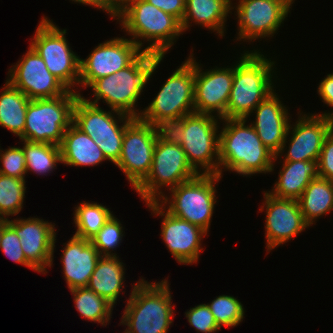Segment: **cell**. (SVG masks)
<instances>
[{"label": "cell", "mask_w": 333, "mask_h": 333, "mask_svg": "<svg viewBox=\"0 0 333 333\" xmlns=\"http://www.w3.org/2000/svg\"><path fill=\"white\" fill-rule=\"evenodd\" d=\"M25 183V179L0 173V219H9L10 215L15 216L21 211L27 188Z\"/></svg>", "instance_id": "obj_33"}, {"label": "cell", "mask_w": 333, "mask_h": 333, "mask_svg": "<svg viewBox=\"0 0 333 333\" xmlns=\"http://www.w3.org/2000/svg\"><path fill=\"white\" fill-rule=\"evenodd\" d=\"M29 101L21 90L6 81L0 93V126L21 137Z\"/></svg>", "instance_id": "obj_29"}, {"label": "cell", "mask_w": 333, "mask_h": 333, "mask_svg": "<svg viewBox=\"0 0 333 333\" xmlns=\"http://www.w3.org/2000/svg\"><path fill=\"white\" fill-rule=\"evenodd\" d=\"M155 129L160 141L181 145L184 137V115L165 119L156 124Z\"/></svg>", "instance_id": "obj_39"}, {"label": "cell", "mask_w": 333, "mask_h": 333, "mask_svg": "<svg viewBox=\"0 0 333 333\" xmlns=\"http://www.w3.org/2000/svg\"><path fill=\"white\" fill-rule=\"evenodd\" d=\"M274 91L253 110L256 118L251 125L264 146L278 158L286 147L287 131L290 125L289 113Z\"/></svg>", "instance_id": "obj_21"}, {"label": "cell", "mask_w": 333, "mask_h": 333, "mask_svg": "<svg viewBox=\"0 0 333 333\" xmlns=\"http://www.w3.org/2000/svg\"><path fill=\"white\" fill-rule=\"evenodd\" d=\"M298 118L293 128L289 125L287 134L292 136L283 161H318L324 140L333 130V119L318 114Z\"/></svg>", "instance_id": "obj_20"}, {"label": "cell", "mask_w": 333, "mask_h": 333, "mask_svg": "<svg viewBox=\"0 0 333 333\" xmlns=\"http://www.w3.org/2000/svg\"><path fill=\"white\" fill-rule=\"evenodd\" d=\"M207 306L220 328L222 326L235 327L243 321L245 314L243 304L233 296L220 295Z\"/></svg>", "instance_id": "obj_34"}, {"label": "cell", "mask_w": 333, "mask_h": 333, "mask_svg": "<svg viewBox=\"0 0 333 333\" xmlns=\"http://www.w3.org/2000/svg\"><path fill=\"white\" fill-rule=\"evenodd\" d=\"M70 291L74 296L76 310L81 317L98 322L102 326L107 325L106 323L109 322L114 307L111 303L88 287L76 288Z\"/></svg>", "instance_id": "obj_31"}, {"label": "cell", "mask_w": 333, "mask_h": 333, "mask_svg": "<svg viewBox=\"0 0 333 333\" xmlns=\"http://www.w3.org/2000/svg\"><path fill=\"white\" fill-rule=\"evenodd\" d=\"M72 1L77 2V3H82L85 5L94 6L97 9H100V0H72Z\"/></svg>", "instance_id": "obj_45"}, {"label": "cell", "mask_w": 333, "mask_h": 333, "mask_svg": "<svg viewBox=\"0 0 333 333\" xmlns=\"http://www.w3.org/2000/svg\"><path fill=\"white\" fill-rule=\"evenodd\" d=\"M260 53L259 50L246 51L234 66L226 119H248L256 106L274 91L272 70L275 64Z\"/></svg>", "instance_id": "obj_4"}, {"label": "cell", "mask_w": 333, "mask_h": 333, "mask_svg": "<svg viewBox=\"0 0 333 333\" xmlns=\"http://www.w3.org/2000/svg\"><path fill=\"white\" fill-rule=\"evenodd\" d=\"M198 174L189 164L181 145L157 138L150 172L134 190L146 203L156 202L165 196L160 188L169 186L172 189Z\"/></svg>", "instance_id": "obj_9"}, {"label": "cell", "mask_w": 333, "mask_h": 333, "mask_svg": "<svg viewBox=\"0 0 333 333\" xmlns=\"http://www.w3.org/2000/svg\"><path fill=\"white\" fill-rule=\"evenodd\" d=\"M225 125L219 133V175L222 167L243 176L274 171L275 154L263 145L247 119H220Z\"/></svg>", "instance_id": "obj_1"}, {"label": "cell", "mask_w": 333, "mask_h": 333, "mask_svg": "<svg viewBox=\"0 0 333 333\" xmlns=\"http://www.w3.org/2000/svg\"><path fill=\"white\" fill-rule=\"evenodd\" d=\"M278 181L269 193L278 198L298 200L308 184L319 177L318 161H284Z\"/></svg>", "instance_id": "obj_25"}, {"label": "cell", "mask_w": 333, "mask_h": 333, "mask_svg": "<svg viewBox=\"0 0 333 333\" xmlns=\"http://www.w3.org/2000/svg\"><path fill=\"white\" fill-rule=\"evenodd\" d=\"M188 322L197 332L213 333L221 328L217 325L215 318L207 304H199L185 312Z\"/></svg>", "instance_id": "obj_38"}, {"label": "cell", "mask_w": 333, "mask_h": 333, "mask_svg": "<svg viewBox=\"0 0 333 333\" xmlns=\"http://www.w3.org/2000/svg\"><path fill=\"white\" fill-rule=\"evenodd\" d=\"M319 177L333 181V130L325 138L318 159Z\"/></svg>", "instance_id": "obj_41"}, {"label": "cell", "mask_w": 333, "mask_h": 333, "mask_svg": "<svg viewBox=\"0 0 333 333\" xmlns=\"http://www.w3.org/2000/svg\"><path fill=\"white\" fill-rule=\"evenodd\" d=\"M232 9L234 7L231 0H186L182 30L186 31L190 27V21L194 20V23L223 36L226 18Z\"/></svg>", "instance_id": "obj_26"}, {"label": "cell", "mask_w": 333, "mask_h": 333, "mask_svg": "<svg viewBox=\"0 0 333 333\" xmlns=\"http://www.w3.org/2000/svg\"><path fill=\"white\" fill-rule=\"evenodd\" d=\"M142 52L132 39L123 37L99 44L87 59L80 58L79 84L89 87L95 80L126 68Z\"/></svg>", "instance_id": "obj_13"}, {"label": "cell", "mask_w": 333, "mask_h": 333, "mask_svg": "<svg viewBox=\"0 0 333 333\" xmlns=\"http://www.w3.org/2000/svg\"><path fill=\"white\" fill-rule=\"evenodd\" d=\"M163 58V55L143 51L126 68L99 78L89 86L94 92V101L84 99L94 105L103 99L112 110L139 118L141 113L135 108L136 102Z\"/></svg>", "instance_id": "obj_2"}, {"label": "cell", "mask_w": 333, "mask_h": 333, "mask_svg": "<svg viewBox=\"0 0 333 333\" xmlns=\"http://www.w3.org/2000/svg\"><path fill=\"white\" fill-rule=\"evenodd\" d=\"M298 202L305 223L311 226L320 216L333 210V181L322 177L314 178Z\"/></svg>", "instance_id": "obj_28"}, {"label": "cell", "mask_w": 333, "mask_h": 333, "mask_svg": "<svg viewBox=\"0 0 333 333\" xmlns=\"http://www.w3.org/2000/svg\"><path fill=\"white\" fill-rule=\"evenodd\" d=\"M114 215L104 224L99 232L90 240L101 256H117L110 250L119 246L123 233L121 222Z\"/></svg>", "instance_id": "obj_35"}, {"label": "cell", "mask_w": 333, "mask_h": 333, "mask_svg": "<svg viewBox=\"0 0 333 333\" xmlns=\"http://www.w3.org/2000/svg\"><path fill=\"white\" fill-rule=\"evenodd\" d=\"M215 117L195 112L184 115L181 147L189 164L199 174L202 168L201 174L219 175V126Z\"/></svg>", "instance_id": "obj_11"}, {"label": "cell", "mask_w": 333, "mask_h": 333, "mask_svg": "<svg viewBox=\"0 0 333 333\" xmlns=\"http://www.w3.org/2000/svg\"><path fill=\"white\" fill-rule=\"evenodd\" d=\"M169 287L166 279L134 284L120 322L128 326L124 333H167L174 315Z\"/></svg>", "instance_id": "obj_5"}, {"label": "cell", "mask_w": 333, "mask_h": 333, "mask_svg": "<svg viewBox=\"0 0 333 333\" xmlns=\"http://www.w3.org/2000/svg\"><path fill=\"white\" fill-rule=\"evenodd\" d=\"M220 175L198 174L194 178L182 182L169 189L171 201L167 196L161 199L162 205H167V211L191 224L197 225L208 233L216 199V182ZM164 202V203H163Z\"/></svg>", "instance_id": "obj_7"}, {"label": "cell", "mask_w": 333, "mask_h": 333, "mask_svg": "<svg viewBox=\"0 0 333 333\" xmlns=\"http://www.w3.org/2000/svg\"><path fill=\"white\" fill-rule=\"evenodd\" d=\"M263 207L266 210L265 236L267 252L296 237L309 227L302 216L298 200L278 198L269 191L264 194Z\"/></svg>", "instance_id": "obj_17"}, {"label": "cell", "mask_w": 333, "mask_h": 333, "mask_svg": "<svg viewBox=\"0 0 333 333\" xmlns=\"http://www.w3.org/2000/svg\"><path fill=\"white\" fill-rule=\"evenodd\" d=\"M23 151L26 159V171L38 175L49 173L61 161L60 146L48 143L23 140Z\"/></svg>", "instance_id": "obj_32"}, {"label": "cell", "mask_w": 333, "mask_h": 333, "mask_svg": "<svg viewBox=\"0 0 333 333\" xmlns=\"http://www.w3.org/2000/svg\"><path fill=\"white\" fill-rule=\"evenodd\" d=\"M0 248L2 249V252H4V255L10 258L13 262L22 264L36 271L27 262L19 237L17 236L16 231L9 224L3 228Z\"/></svg>", "instance_id": "obj_37"}, {"label": "cell", "mask_w": 333, "mask_h": 333, "mask_svg": "<svg viewBox=\"0 0 333 333\" xmlns=\"http://www.w3.org/2000/svg\"><path fill=\"white\" fill-rule=\"evenodd\" d=\"M3 152V153H2ZM0 160H2L3 168H0V173L25 179L26 171V159L23 148L20 147H9L4 151H0Z\"/></svg>", "instance_id": "obj_36"}, {"label": "cell", "mask_w": 333, "mask_h": 333, "mask_svg": "<svg viewBox=\"0 0 333 333\" xmlns=\"http://www.w3.org/2000/svg\"><path fill=\"white\" fill-rule=\"evenodd\" d=\"M149 4L154 5L163 12L171 14L176 17L180 22L185 14L186 0H146Z\"/></svg>", "instance_id": "obj_42"}, {"label": "cell", "mask_w": 333, "mask_h": 333, "mask_svg": "<svg viewBox=\"0 0 333 333\" xmlns=\"http://www.w3.org/2000/svg\"><path fill=\"white\" fill-rule=\"evenodd\" d=\"M278 2L282 3L287 9L290 10V6L293 4L294 0H277Z\"/></svg>", "instance_id": "obj_46"}, {"label": "cell", "mask_w": 333, "mask_h": 333, "mask_svg": "<svg viewBox=\"0 0 333 333\" xmlns=\"http://www.w3.org/2000/svg\"><path fill=\"white\" fill-rule=\"evenodd\" d=\"M146 204L155 215L163 216L161 237L172 256L180 264L196 263L203 250L200 247L201 240L207 232L187 220L170 214L158 201Z\"/></svg>", "instance_id": "obj_15"}, {"label": "cell", "mask_w": 333, "mask_h": 333, "mask_svg": "<svg viewBox=\"0 0 333 333\" xmlns=\"http://www.w3.org/2000/svg\"><path fill=\"white\" fill-rule=\"evenodd\" d=\"M124 133H113L104 135H90V138L102 150L104 157L116 164L122 151V141Z\"/></svg>", "instance_id": "obj_40"}, {"label": "cell", "mask_w": 333, "mask_h": 333, "mask_svg": "<svg viewBox=\"0 0 333 333\" xmlns=\"http://www.w3.org/2000/svg\"><path fill=\"white\" fill-rule=\"evenodd\" d=\"M318 95L323 100V103L327 104L330 107H333V73L327 74L326 78H324L319 86H318ZM323 115L326 117H330L333 119V112L332 113H323L318 114Z\"/></svg>", "instance_id": "obj_43"}, {"label": "cell", "mask_w": 333, "mask_h": 333, "mask_svg": "<svg viewBox=\"0 0 333 333\" xmlns=\"http://www.w3.org/2000/svg\"><path fill=\"white\" fill-rule=\"evenodd\" d=\"M60 150L61 163L69 166H95L106 160L94 140L74 123L64 132Z\"/></svg>", "instance_id": "obj_24"}, {"label": "cell", "mask_w": 333, "mask_h": 333, "mask_svg": "<svg viewBox=\"0 0 333 333\" xmlns=\"http://www.w3.org/2000/svg\"><path fill=\"white\" fill-rule=\"evenodd\" d=\"M195 61L194 110L195 113L226 119V109L232 88L234 67L213 68L202 71Z\"/></svg>", "instance_id": "obj_19"}, {"label": "cell", "mask_w": 333, "mask_h": 333, "mask_svg": "<svg viewBox=\"0 0 333 333\" xmlns=\"http://www.w3.org/2000/svg\"><path fill=\"white\" fill-rule=\"evenodd\" d=\"M123 123L118 125L119 120ZM113 113V114H112ZM134 118L116 110L106 112L99 107L88 103L83 96H79L73 109V123L84 133L90 135H104L113 133H124L125 127Z\"/></svg>", "instance_id": "obj_23"}, {"label": "cell", "mask_w": 333, "mask_h": 333, "mask_svg": "<svg viewBox=\"0 0 333 333\" xmlns=\"http://www.w3.org/2000/svg\"><path fill=\"white\" fill-rule=\"evenodd\" d=\"M24 57L10 68L7 81L30 100L54 98L69 89L46 67L41 56L31 46Z\"/></svg>", "instance_id": "obj_14"}, {"label": "cell", "mask_w": 333, "mask_h": 333, "mask_svg": "<svg viewBox=\"0 0 333 333\" xmlns=\"http://www.w3.org/2000/svg\"><path fill=\"white\" fill-rule=\"evenodd\" d=\"M122 24V29L132 34V40L142 49V40L149 41L143 51L165 55L174 40L183 33L181 22L171 14L163 12L146 0H129L113 17ZM140 37V38H139Z\"/></svg>", "instance_id": "obj_3"}, {"label": "cell", "mask_w": 333, "mask_h": 333, "mask_svg": "<svg viewBox=\"0 0 333 333\" xmlns=\"http://www.w3.org/2000/svg\"><path fill=\"white\" fill-rule=\"evenodd\" d=\"M8 224V219H0V241L2 237L3 228Z\"/></svg>", "instance_id": "obj_47"}, {"label": "cell", "mask_w": 333, "mask_h": 333, "mask_svg": "<svg viewBox=\"0 0 333 333\" xmlns=\"http://www.w3.org/2000/svg\"><path fill=\"white\" fill-rule=\"evenodd\" d=\"M66 31L60 30L47 17H42L30 46L41 56L47 69L74 91V85H79L80 58L71 50Z\"/></svg>", "instance_id": "obj_10"}, {"label": "cell", "mask_w": 333, "mask_h": 333, "mask_svg": "<svg viewBox=\"0 0 333 333\" xmlns=\"http://www.w3.org/2000/svg\"><path fill=\"white\" fill-rule=\"evenodd\" d=\"M124 269L117 256H101L87 287L115 306L124 286Z\"/></svg>", "instance_id": "obj_27"}, {"label": "cell", "mask_w": 333, "mask_h": 333, "mask_svg": "<svg viewBox=\"0 0 333 333\" xmlns=\"http://www.w3.org/2000/svg\"><path fill=\"white\" fill-rule=\"evenodd\" d=\"M80 95L69 90L62 96L30 100L20 139L60 146L64 132L73 123V109Z\"/></svg>", "instance_id": "obj_6"}, {"label": "cell", "mask_w": 333, "mask_h": 333, "mask_svg": "<svg viewBox=\"0 0 333 333\" xmlns=\"http://www.w3.org/2000/svg\"><path fill=\"white\" fill-rule=\"evenodd\" d=\"M195 58L189 56L166 80L140 119L155 126L169 118L194 113Z\"/></svg>", "instance_id": "obj_8"}, {"label": "cell", "mask_w": 333, "mask_h": 333, "mask_svg": "<svg viewBox=\"0 0 333 333\" xmlns=\"http://www.w3.org/2000/svg\"><path fill=\"white\" fill-rule=\"evenodd\" d=\"M157 138L155 126L140 118H134L125 127L121 155L115 165L125 173L133 189L150 172Z\"/></svg>", "instance_id": "obj_12"}, {"label": "cell", "mask_w": 333, "mask_h": 333, "mask_svg": "<svg viewBox=\"0 0 333 333\" xmlns=\"http://www.w3.org/2000/svg\"><path fill=\"white\" fill-rule=\"evenodd\" d=\"M129 0H100V9L113 17L128 3Z\"/></svg>", "instance_id": "obj_44"}, {"label": "cell", "mask_w": 333, "mask_h": 333, "mask_svg": "<svg viewBox=\"0 0 333 333\" xmlns=\"http://www.w3.org/2000/svg\"><path fill=\"white\" fill-rule=\"evenodd\" d=\"M75 209L74 223L77 231L74 236L89 241L113 216L109 208L98 203L82 202Z\"/></svg>", "instance_id": "obj_30"}, {"label": "cell", "mask_w": 333, "mask_h": 333, "mask_svg": "<svg viewBox=\"0 0 333 333\" xmlns=\"http://www.w3.org/2000/svg\"><path fill=\"white\" fill-rule=\"evenodd\" d=\"M65 244L61 259L69 290L87 287L101 255L93 244L84 238L73 235Z\"/></svg>", "instance_id": "obj_22"}, {"label": "cell", "mask_w": 333, "mask_h": 333, "mask_svg": "<svg viewBox=\"0 0 333 333\" xmlns=\"http://www.w3.org/2000/svg\"><path fill=\"white\" fill-rule=\"evenodd\" d=\"M8 224L16 231L27 262L37 272H47L53 263L56 229L52 222L39 218L8 219Z\"/></svg>", "instance_id": "obj_18"}, {"label": "cell", "mask_w": 333, "mask_h": 333, "mask_svg": "<svg viewBox=\"0 0 333 333\" xmlns=\"http://www.w3.org/2000/svg\"><path fill=\"white\" fill-rule=\"evenodd\" d=\"M235 10L239 21L237 40L250 41L274 36L290 12L277 0H239Z\"/></svg>", "instance_id": "obj_16"}]
</instances>
